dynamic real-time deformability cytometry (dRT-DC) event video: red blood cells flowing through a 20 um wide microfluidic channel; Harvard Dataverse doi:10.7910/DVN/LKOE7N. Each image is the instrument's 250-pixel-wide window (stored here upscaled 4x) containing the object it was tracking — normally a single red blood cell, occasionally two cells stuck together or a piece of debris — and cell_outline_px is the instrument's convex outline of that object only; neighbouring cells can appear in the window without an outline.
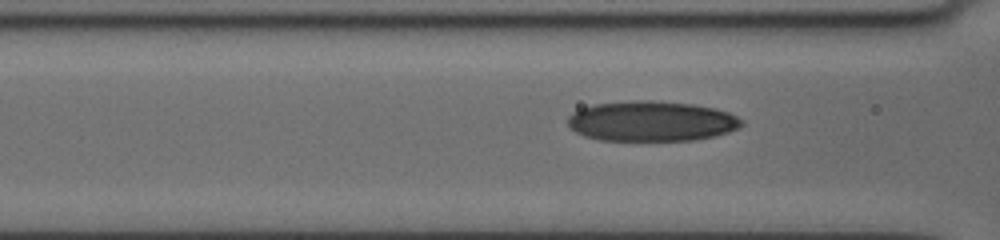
{"species": "human", "species_latin": "Homo sapiens", "temperature_condition": "cold", "stored_images_in_passage": 10, "camera_frame_rate_fps": 3000, "um_per_image_px": 0.085, "donor": {"sex": "female"}, "frame": {"image": 1, "passage_image": 7, "time_ms": 2.0, "image_size_px": [1000, 240], "cell_outline_px": [[744, 124], [740, 128], [716, 136], [696, 140], [600, 140], [584, 136], [576, 132], [568, 124], [568, 116], [572, 112], [580, 108], [592, 104], [632, 100], [652, 100], [692, 104], [716, 108], [728, 112], [744, 120]], "centroid_in_image_um": [55.4, 10.29], "position_along_channel_um": 111.2, "area_um2": 41.1}}